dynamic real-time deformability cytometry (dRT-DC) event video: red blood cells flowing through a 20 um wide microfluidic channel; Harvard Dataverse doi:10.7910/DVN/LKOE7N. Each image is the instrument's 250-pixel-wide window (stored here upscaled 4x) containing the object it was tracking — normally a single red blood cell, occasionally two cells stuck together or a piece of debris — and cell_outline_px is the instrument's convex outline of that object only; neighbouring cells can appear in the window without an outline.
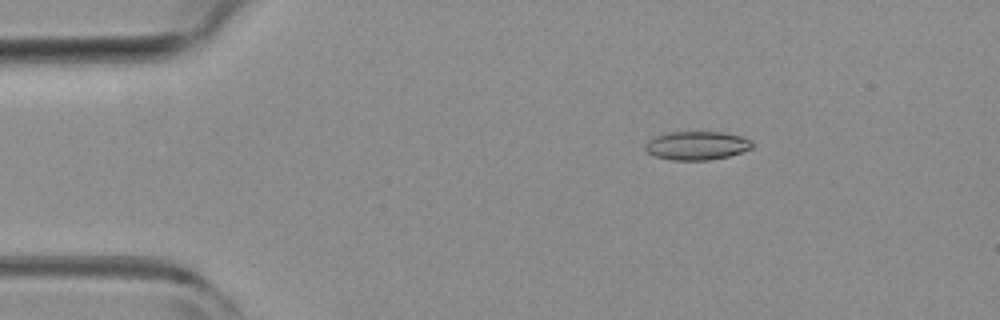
{"species": "common noctule bat (a hibernating species)", "species_latin": "Nyctalus noctula", "temperature_condition": "room temperature", "stored_images_in_passage": 44, "camera_frame_rate_fps": 3000, "um_per_image_px": 0.085, "animal": {"sex": "female", "body_mass_g": 19.3, "forearm_length_mm": 54.1}, "frame": {"image": 1, "passage_image": 1, "time_ms": 0.0, "image_size_px": [1000, 320], "cell_outline_px": [[752, 148], [728, 156], [708, 160], [672, 160], [656, 156], [648, 152], [644, 148], [644, 144], [648, 140], [656, 136], [668, 132], [724, 132], [740, 136], [752, 140]], "centroid_in_image_um": [59.21, 12.37], "position_along_channel_um": 25.8, "area_um2": 17.74}}
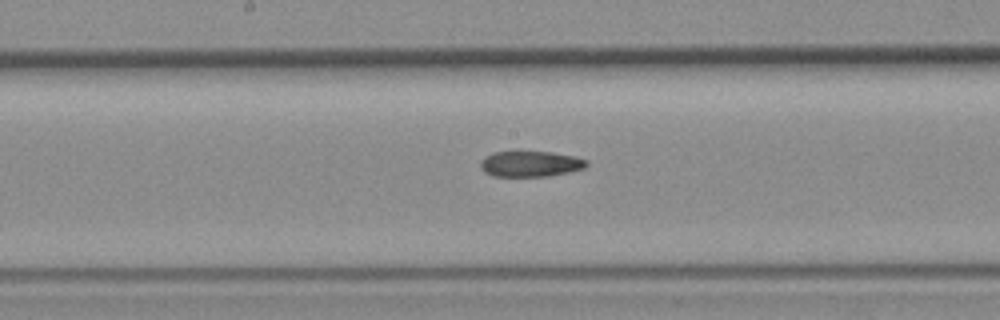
{"frame": {"image": 2, "passage_image": 19, "time_ms": 6.0, "image_size_px": [1000, 320], "cell_outline_px": [[588, 164], [584, 168], [568, 172], [548, 176], [492, 176], [484, 172], [480, 168], [480, 160], [484, 156], [492, 152], [552, 152], [576, 156], [588, 160]], "centroid_in_image_um": [45.07, 13.92], "position_along_channel_um": 203.1, "area_um2": 16.01}}
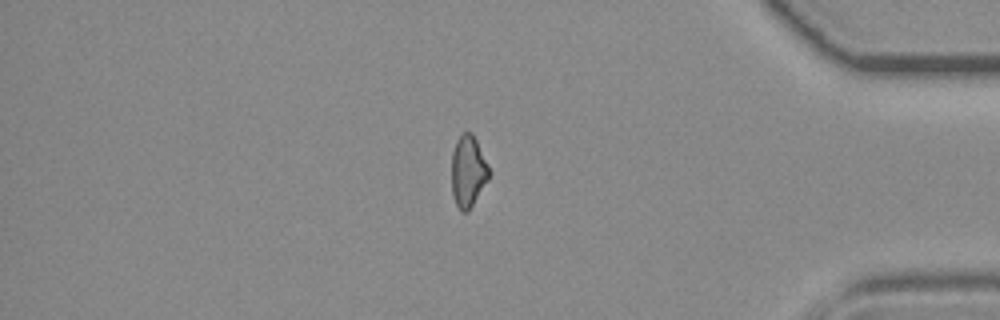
{"frame": {"image": 3, "passage_image": 36, "time_ms": 11.667, "image_size_px": [1000, 320], "cell_outline_px": [[488, 180], [468, 212], [460, 212], [452, 196], [452, 152], [456, 140], [464, 132], [472, 132], [488, 164]], "centroid_in_image_um": [39.77, 14.58], "position_along_channel_um": 395.4, "area_um2": 15.55}, "authors_computed_cell_mechanics": {"area_um2": 16.6175, "velocity_mm_per_s": 3.9903, "shape_relaxation_time_tau1_ms": null, "shape_relaxation_time_tau2_ms": 7.2657, "deformation_change_tau1": null, "deformation_change_tau2": 0.1674}}